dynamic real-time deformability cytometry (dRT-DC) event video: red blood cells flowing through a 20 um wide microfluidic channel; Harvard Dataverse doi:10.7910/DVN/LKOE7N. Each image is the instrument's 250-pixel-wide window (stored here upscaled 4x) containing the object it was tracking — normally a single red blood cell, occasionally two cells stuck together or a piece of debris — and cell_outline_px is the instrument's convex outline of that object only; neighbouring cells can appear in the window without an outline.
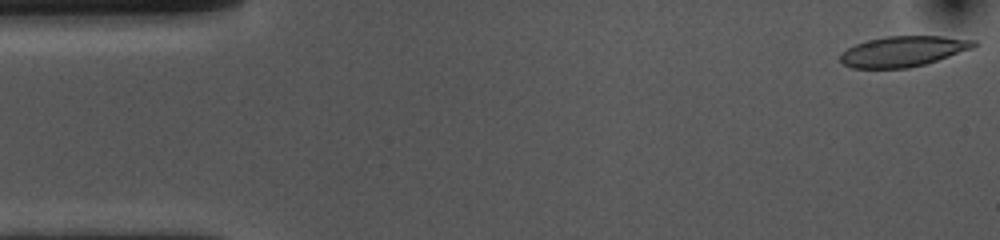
{"species": "common noctule bat (a hibernating species)", "species_latin": "Nyctalus noctula", "temperature_condition": "cold", "stored_images_in_passage": 53, "camera_frame_rate_fps": 3000, "um_per_image_px": 0.085, "animal": {"sex": "female", "body_mass_g": 10.0, "forearm_length_mm": 53.1}, "frame": {"image": 1, "passage_image": 1, "time_ms": 0.0, "image_size_px": [1000, 240], "cell_outline_px": [[980, 44], [972, 48], [924, 64], [908, 68], [852, 68], [844, 64], [840, 60], [840, 52], [856, 44], [868, 40], [888, 36], [944, 36], [976, 40]], "centroid_in_image_um": [76.77, 4.36], "position_along_channel_um": 8.2, "area_um2": 23.58}}
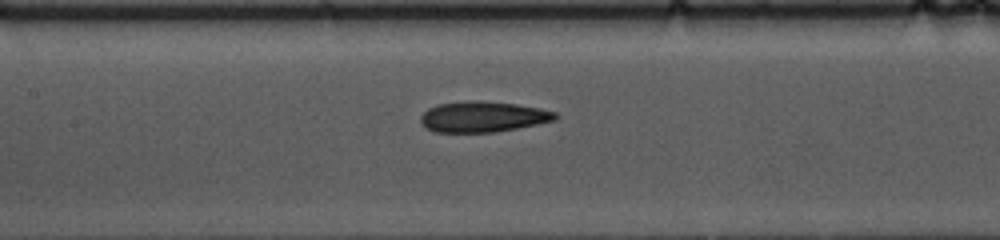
{"frame": {"image": 2, "passage_image": 23, "time_ms": 7.333, "image_size_px": [1000, 240], "cell_outline_px": [[560, 116], [556, 120], [516, 128], [492, 132], [436, 132], [424, 128], [420, 124], [420, 116], [428, 108], [436, 104], [472, 100], [516, 104], [540, 108], [556, 112]], "centroid_in_image_um": [41.02, 9.92], "position_along_channel_um": 166.4, "area_um2": 24.16}}
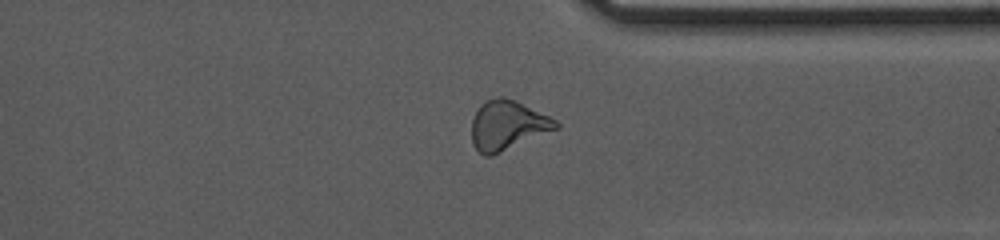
{"frame": {"image": 3, "passage_image": 40, "time_ms": 13.0, "image_size_px": [1000, 240], "cell_outline_px": [[560, 128], [492, 156], [484, 156], [472, 144], [472, 120], [480, 104], [496, 96], [504, 96], [516, 100], [556, 120], [560, 124]], "centroid_in_image_um": [43.14, 10.65], "position_along_channel_um": 368.3, "area_um2": 24.39}, "authors_computed_cell_mechanics": {"area_um2": 24.5072, "velocity_mm_per_s": 3.6194, "shape_relaxation_time_tau1_ms": 6.4135, "shape_relaxation_time_tau2_ms": 5.0112, "deformation_change_tau1": 0.1565, "deformation_change_tau2": 0.1461}}